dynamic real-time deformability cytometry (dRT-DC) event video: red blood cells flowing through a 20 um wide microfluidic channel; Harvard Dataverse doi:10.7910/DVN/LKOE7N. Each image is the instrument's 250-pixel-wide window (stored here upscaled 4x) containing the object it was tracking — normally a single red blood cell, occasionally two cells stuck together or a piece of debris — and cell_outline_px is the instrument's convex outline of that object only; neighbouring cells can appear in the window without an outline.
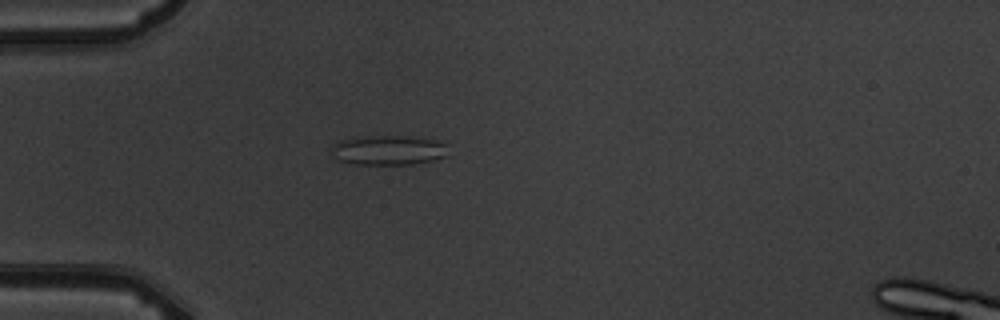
{"species": "common noctule bat (a hibernating species)", "species_latin": "Nyctalus noctula", "temperature_condition": "warm", "stored_images_in_passage": 5, "camera_frame_rate_fps": 3000, "um_per_image_px": 0.085, "animal": {"sex": "male", "body_mass_g": 19.5, "forearm_length_mm": 54.6}, "frame": {"image": 1, "passage_image": 5, "time_ms": 5.333, "image_size_px": [1000, 320], "cell_outline_px": [[448, 156], [432, 160], [412, 164], [352, 164], [336, 160], [332, 156], [332, 144], [340, 140], [380, 136], [412, 136], [436, 140], [444, 144]], "centroid_in_image_um": [32.99, 12.77], "position_along_channel_um": 52.0, "area_um2": 20.06}}